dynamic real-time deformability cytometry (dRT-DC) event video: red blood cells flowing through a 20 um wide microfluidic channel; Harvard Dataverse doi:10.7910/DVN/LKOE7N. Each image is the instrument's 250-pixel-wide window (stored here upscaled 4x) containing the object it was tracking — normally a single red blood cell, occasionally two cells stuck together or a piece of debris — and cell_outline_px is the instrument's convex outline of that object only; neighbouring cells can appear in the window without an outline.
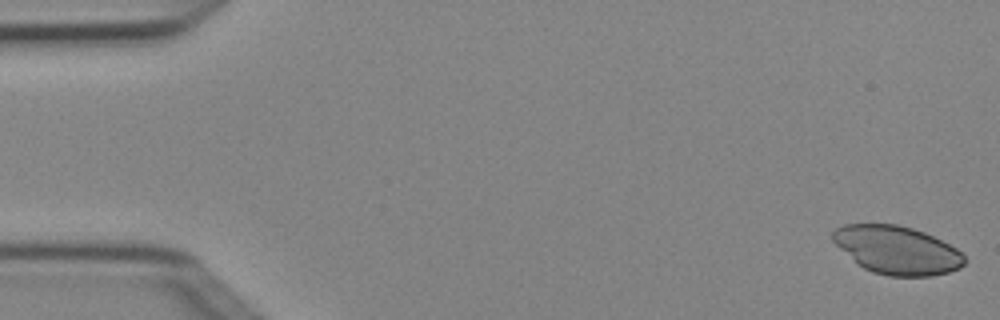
{"species": "Egyptian fruit bat (a non-hibernating species)", "species_latin": "Rousettus aegyptiacus", "temperature_condition": "cold", "stored_images_in_passage": 6, "camera_frame_rate_fps": 3000, "um_per_image_px": 0.085, "animal": {"sex": "female"}, "frame": {"image": 1, "passage_image": 1, "time_ms": 0.0, "image_size_px": [1000, 320], "cell_outline_px": [[964, 264], [960, 268], [948, 272], [932, 276], [888, 276], [872, 272], [864, 268], [840, 248], [832, 240], [832, 232], [836, 228], [844, 224], [896, 224], [912, 228], [924, 232], [956, 248], [964, 256]], "centroid_in_image_um": [76.24, 21.25], "position_along_channel_um": 8.8, "area_um2": 36.65}}